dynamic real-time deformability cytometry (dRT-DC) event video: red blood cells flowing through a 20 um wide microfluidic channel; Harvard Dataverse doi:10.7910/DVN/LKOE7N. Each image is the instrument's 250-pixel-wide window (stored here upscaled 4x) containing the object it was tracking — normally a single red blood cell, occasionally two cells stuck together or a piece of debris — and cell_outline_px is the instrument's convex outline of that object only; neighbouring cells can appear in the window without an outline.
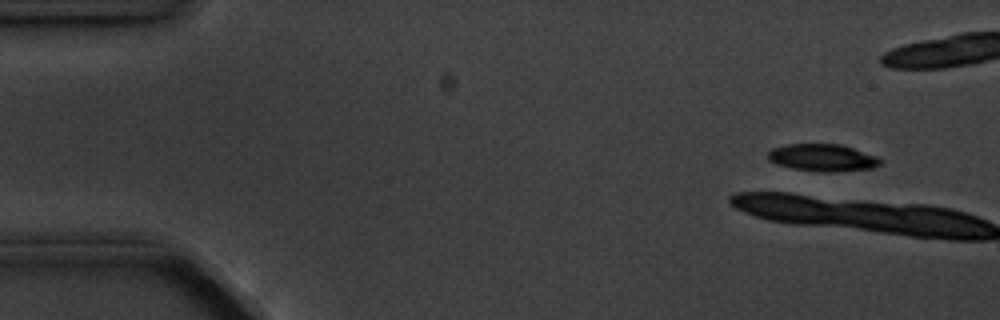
{"species": "common noctule bat (a hibernating species)", "species_latin": "Nyctalus noctula", "temperature_condition": "cold", "stored_images_in_passage": 6, "camera_frame_rate_fps": 3000, "um_per_image_px": 0.085, "animal": {"sex": "male", "body_mass_g": 20.1, "forearm_length_mm": 53.5}, "frame": {"image": 1, "passage_image": 1, "time_ms": 0.0, "image_size_px": [1000, 320], "cell_outline_px": [[880, 164], [872, 168], [828, 172], [820, 172], [792, 168], [776, 164], [768, 160], [768, 152], [772, 148], [788, 144], [840, 144], [876, 156], [880, 160]], "centroid_in_image_um": [69.87, 13.4], "position_along_channel_um": 15.1, "area_um2": 17.63}}